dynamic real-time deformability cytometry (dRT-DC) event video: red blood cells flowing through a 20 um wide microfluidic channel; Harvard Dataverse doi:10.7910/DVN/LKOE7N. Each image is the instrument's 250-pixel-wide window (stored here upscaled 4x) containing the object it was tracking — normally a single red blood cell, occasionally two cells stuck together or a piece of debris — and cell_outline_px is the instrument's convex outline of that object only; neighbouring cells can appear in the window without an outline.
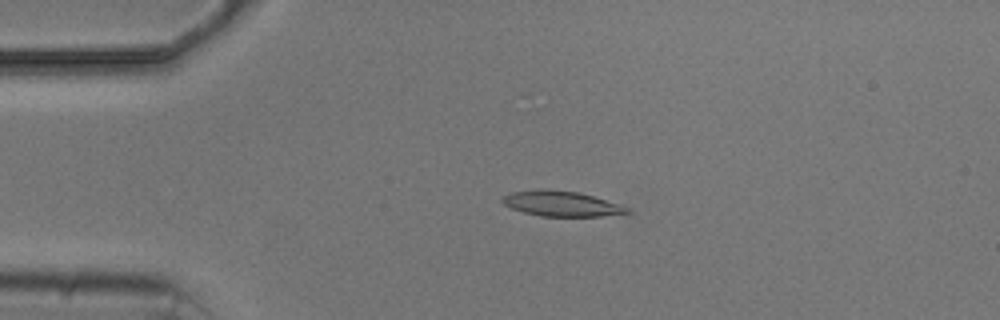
{"species": "common noctule bat (a hibernating species)", "species_latin": "Nyctalus noctula", "temperature_condition": "cold", "stored_images_in_passage": 5, "camera_frame_rate_fps": 3000, "um_per_image_px": 0.085, "animal": {"sex": "male", "body_mass_g": 20.5, "forearm_length_mm": 52.5}, "frame": {"image": 1, "passage_image": 4, "time_ms": 3.667, "image_size_px": [1000, 320], "cell_outline_px": [[632, 212], [600, 216], [540, 216], [524, 212], [512, 208], [504, 204], [500, 200], [504, 196], [512, 192], [544, 188], [576, 192], [592, 196], [628, 208]], "centroid_in_image_um": [47.65, 17.31], "position_along_channel_um": 37.3, "area_um2": 17.98}}